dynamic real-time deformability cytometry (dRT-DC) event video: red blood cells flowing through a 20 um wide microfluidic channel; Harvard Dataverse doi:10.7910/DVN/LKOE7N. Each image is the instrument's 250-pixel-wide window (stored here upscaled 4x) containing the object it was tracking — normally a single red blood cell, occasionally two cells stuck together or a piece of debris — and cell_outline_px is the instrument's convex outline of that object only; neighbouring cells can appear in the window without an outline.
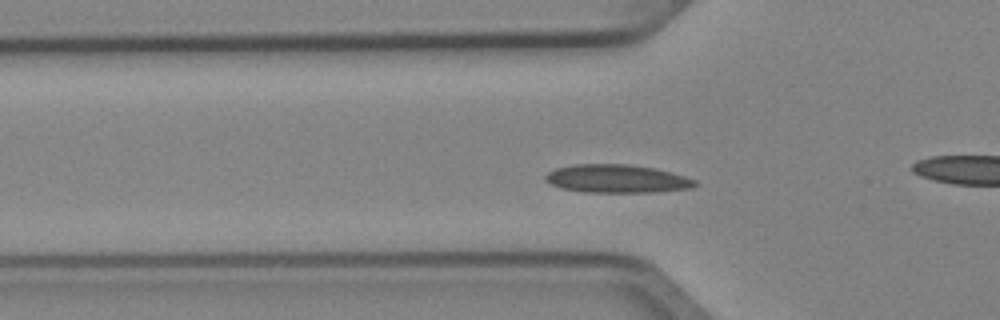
{"species": "Egyptian fruit bat (a non-hibernating species)", "species_latin": "Rousettus aegyptiacus", "temperature_condition": "cold", "stored_images_in_passage": 47, "camera_frame_rate_fps": 3000, "um_per_image_px": 0.085, "animal": {"sex": "female"}, "frame": {"image": 1, "passage_image": 12, "time_ms": 3.667, "image_size_px": [1000, 320], "cell_outline_px": [[700, 184], [692, 188], [656, 192], [584, 192], [560, 188], [548, 184], [544, 180], [544, 176], [548, 172], [556, 168], [572, 164], [628, 164], [652, 168], [672, 172], [696, 180]], "centroid_in_image_um": [52.41, 15.19], "position_along_channel_um": 73.4, "area_um2": 24.85}}
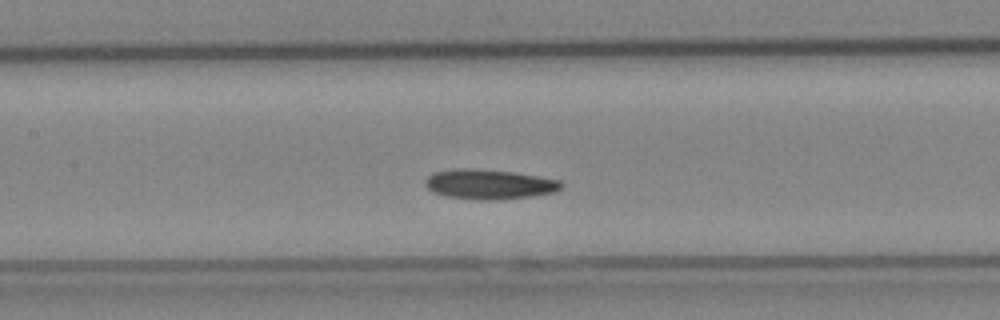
{"frame": {"image": 2, "passage_image": 19, "time_ms": 6.0, "image_size_px": [1000, 320], "cell_outline_px": [[564, 184], [560, 188], [552, 192], [528, 196], [496, 200], [480, 200], [448, 196], [432, 192], [424, 184], [424, 180], [432, 172], [452, 168], [472, 168], [512, 172], [540, 176], [560, 180]], "centroid_in_image_um": [41.53, 15.64], "position_along_channel_um": 165.9, "area_um2": 23.64}}
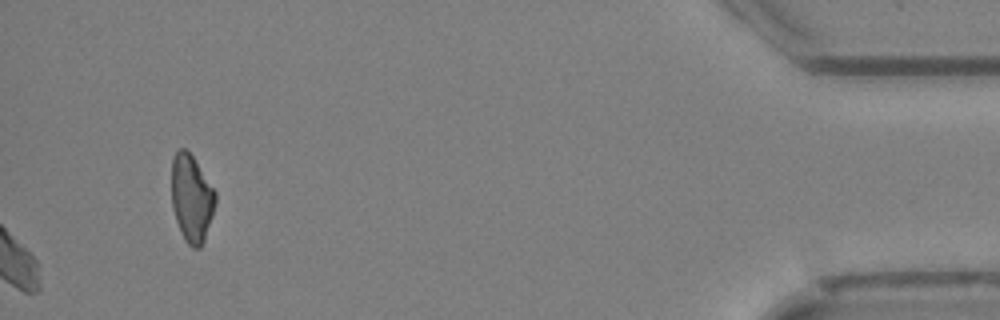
{"frame": {"image": 3, "passage_image": 47, "time_ms": 15.333, "image_size_px": [1000, 320], "cell_outline_px": [[216, 204], [204, 240], [200, 248], [192, 248], [184, 240], [176, 220], [172, 208], [172, 156], [180, 148], [184, 148], [192, 156], [216, 192]], "centroid_in_image_um": [16.28, 16.87], "position_along_channel_um": 418.9, "area_um2": 22.2}}